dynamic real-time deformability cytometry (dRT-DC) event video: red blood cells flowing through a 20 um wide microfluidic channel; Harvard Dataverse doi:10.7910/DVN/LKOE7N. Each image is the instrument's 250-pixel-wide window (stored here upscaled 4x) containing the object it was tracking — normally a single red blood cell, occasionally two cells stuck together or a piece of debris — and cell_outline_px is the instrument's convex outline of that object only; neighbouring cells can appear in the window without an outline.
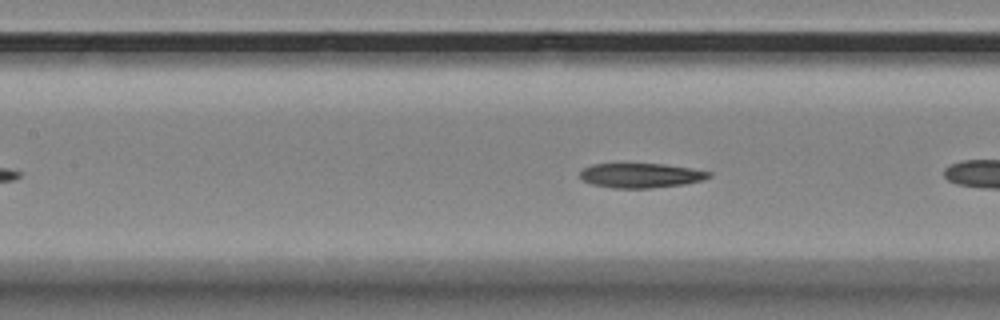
{"species": "Egyptian fruit bat (a non-hibernating species)", "species_latin": "Rousettus aegyptiacus", "temperature_condition": "room temperature", "stored_images_in_passage": 30, "camera_frame_rate_fps": 3000, "um_per_image_px": 0.085, "animal": {"sex": "female"}, "frame": {"image": 1, "passage_image": 9, "time_ms": 2.667, "image_size_px": [1000, 320], "cell_outline_px": [[712, 176], [704, 180], [684, 184], [648, 188], [616, 188], [592, 184], [584, 180], [580, 176], [580, 172], [584, 168], [592, 164], [664, 164], [692, 168], [712, 172]], "centroid_in_image_um": [54.52, 14.91], "position_along_channel_um": 152.9, "area_um2": 18.38}}